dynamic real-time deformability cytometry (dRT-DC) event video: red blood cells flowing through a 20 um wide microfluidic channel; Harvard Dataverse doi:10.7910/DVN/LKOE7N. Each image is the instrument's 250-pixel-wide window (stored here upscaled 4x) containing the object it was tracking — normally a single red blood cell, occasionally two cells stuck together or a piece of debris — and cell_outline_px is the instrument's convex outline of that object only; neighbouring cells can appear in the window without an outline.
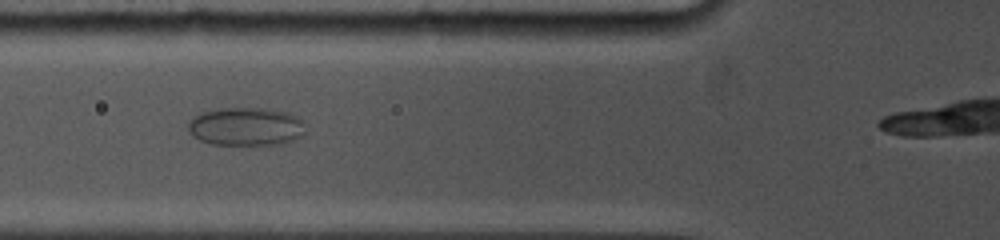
{"species": "common noctule bat (a hibernating species)", "species_latin": "Nyctalus noctula", "temperature_condition": "cold", "stored_images_in_passage": 5, "segment_of_instrument_passage": [1, 2], "camera_frame_rate_fps": 5000, "um_per_image_px": 0.085, "animal": {"sex": "female", "body_mass_g": 19.0, "forearm_length_mm": 53.3}, "frame": {"image": 1, "passage_image": 3, "time_ms": 1.4, "image_size_px": [1000, 240], "cell_outline_px": [[304, 132], [296, 140], [284, 144], [212, 144], [200, 140], [192, 136], [188, 132], [188, 124], [196, 116], [204, 112], [224, 108], [268, 108], [288, 112], [296, 116], [304, 124]], "centroid_in_image_um": [20.94, 10.76], "position_along_channel_um": 104.9, "area_um2": 26.07}}